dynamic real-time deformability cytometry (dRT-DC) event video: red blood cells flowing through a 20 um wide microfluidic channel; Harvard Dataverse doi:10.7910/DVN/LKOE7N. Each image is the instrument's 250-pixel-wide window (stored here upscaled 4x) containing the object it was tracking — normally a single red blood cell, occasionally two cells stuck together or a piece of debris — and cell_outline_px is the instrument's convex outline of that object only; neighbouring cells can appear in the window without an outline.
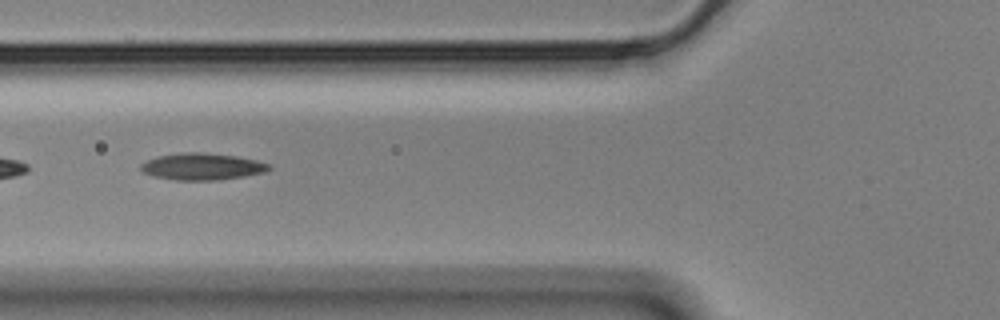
{"species": "Egyptian fruit bat (a non-hibernating species)", "species_latin": "Rousettus aegyptiacus", "temperature_condition": "cold", "stored_images_in_passage": 23, "segment_of_instrument_passage": [2, 2], "camera_frame_rate_fps": 3000, "um_per_image_px": 0.085, "animal": {"sex": "male"}, "frame": {"image": 1, "passage_image": 21, "time_ms": 6.667, "image_size_px": [1000, 320], "cell_outline_px": [[272, 168], [264, 172], [244, 176], [220, 180], [176, 180], [156, 176], [144, 172], [140, 168], [140, 164], [156, 156], [184, 152], [200, 152], [236, 156], [256, 160], [272, 164]], "centroid_in_image_um": [17.21, 14.15], "position_along_channel_um": 108.6, "area_um2": 19.94}}